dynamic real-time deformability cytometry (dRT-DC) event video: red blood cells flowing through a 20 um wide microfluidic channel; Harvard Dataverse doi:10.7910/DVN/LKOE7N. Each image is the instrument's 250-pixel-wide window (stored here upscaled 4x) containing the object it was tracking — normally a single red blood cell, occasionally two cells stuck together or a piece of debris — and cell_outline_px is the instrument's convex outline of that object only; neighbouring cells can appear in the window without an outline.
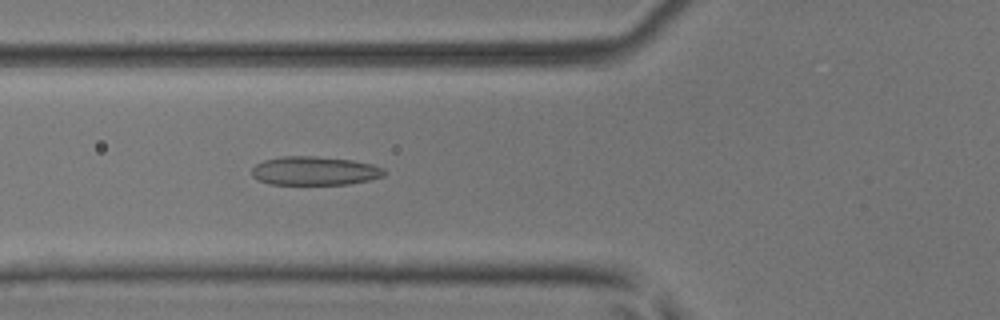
{"species": "common noctule bat (a hibernating species)", "species_latin": "Nyctalus noctula", "temperature_condition": "room temperature", "stored_images_in_passage": 5, "camera_frame_rate_fps": 3000, "um_per_image_px": 0.085, "animal": {"sex": "male", "body_mass_g": 17.9, "forearm_length_mm": 54.2}, "frame": {"image": 1, "passage_image": 5, "time_ms": 1.333, "image_size_px": [1000, 320], "cell_outline_px": [[388, 172], [384, 176], [368, 180], [348, 184], [268, 184], [252, 176], [252, 168], [256, 164], [264, 160], [284, 156], [312, 156], [352, 160], [372, 164], [384, 168]], "centroid_in_image_um": [26.77, 14.52], "position_along_channel_um": 99.0, "area_um2": 22.14}}